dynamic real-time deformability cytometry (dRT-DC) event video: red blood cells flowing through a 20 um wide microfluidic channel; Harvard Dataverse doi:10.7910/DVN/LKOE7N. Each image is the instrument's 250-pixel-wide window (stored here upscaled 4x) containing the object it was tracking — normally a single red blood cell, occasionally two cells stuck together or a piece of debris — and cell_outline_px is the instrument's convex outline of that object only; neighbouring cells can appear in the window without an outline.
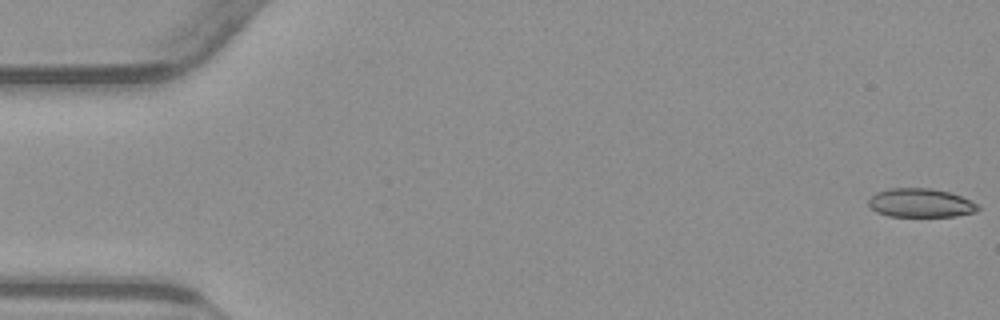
{"species": "common noctule bat (a hibernating species)", "species_latin": "Nyctalus noctula", "temperature_condition": "warm", "stored_images_in_passage": 54, "camera_frame_rate_fps": 3000, "um_per_image_px": 0.085, "animal": {"sex": "male", "body_mass_g": 23.1, "forearm_length_mm": 52.7}, "frame": {"image": 1, "passage_image": 1, "time_ms": 0.0, "image_size_px": [1000, 320], "cell_outline_px": [[980, 208], [976, 212], [956, 216], [888, 216], [876, 212], [868, 204], [868, 200], [876, 192], [888, 188], [932, 188], [948, 192], [960, 196], [980, 204]], "centroid_in_image_um": [78.26, 17.25], "position_along_channel_um": 6.7, "area_um2": 18.44}}
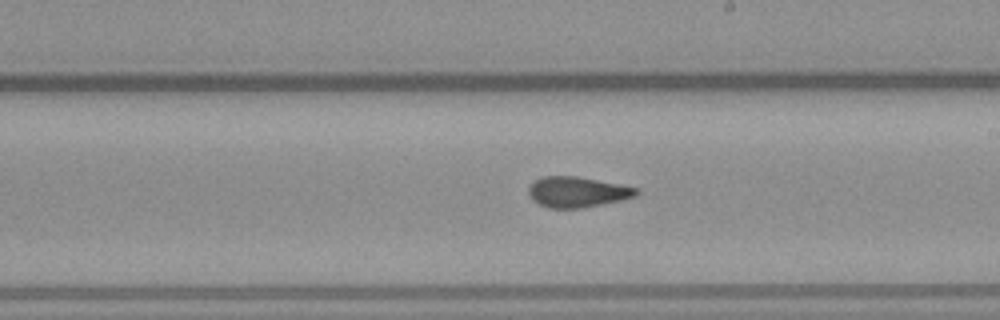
{"frame": {"image": 2, "passage_image": 31, "time_ms": 10.0, "image_size_px": [1000, 320], "cell_outline_px": [[640, 192], [636, 196], [620, 200], [580, 208], [548, 208], [532, 200], [528, 192], [528, 188], [536, 180], [544, 176], [576, 176], [620, 184], [640, 188]], "centroid_in_image_um": [49.09, 16.31], "position_along_channel_um": 239.9, "area_um2": 19.07}}
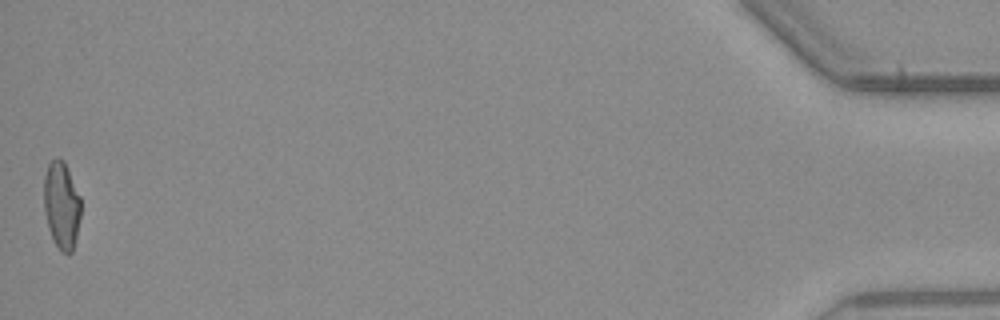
{"frame": {"image": 3, "passage_image": 54, "time_ms": 17.667, "image_size_px": [1000, 320], "cell_outline_px": [[80, 216], [76, 236], [72, 252], [68, 256], [60, 252], [48, 228], [44, 212], [44, 176], [48, 164], [52, 160], [64, 160], [80, 196]], "centroid_in_image_um": [5.23, 17.48], "position_along_channel_um": 430.0, "area_um2": 18.73}, "authors_computed_cell_mechanics": {"area_um2": 19.3052, "velocity_mm_per_s": 3.8496, "shape_relaxation_time_tau1_ms": null, "shape_relaxation_time_tau2_ms": 1.6316, "deformation_change_tau1": null, "deformation_change_tau2": 0.0924}}